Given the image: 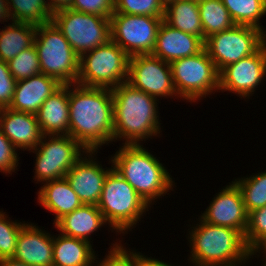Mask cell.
Masks as SVG:
<instances>
[{"mask_svg": "<svg viewBox=\"0 0 266 266\" xmlns=\"http://www.w3.org/2000/svg\"><path fill=\"white\" fill-rule=\"evenodd\" d=\"M69 135L86 151H98L113 142L112 90L69 85Z\"/></svg>", "mask_w": 266, "mask_h": 266, "instance_id": "cell-1", "label": "cell"}, {"mask_svg": "<svg viewBox=\"0 0 266 266\" xmlns=\"http://www.w3.org/2000/svg\"><path fill=\"white\" fill-rule=\"evenodd\" d=\"M113 96V142L122 145H139L160 137L159 99L123 82L111 89ZM144 141V142H143Z\"/></svg>", "mask_w": 266, "mask_h": 266, "instance_id": "cell-2", "label": "cell"}, {"mask_svg": "<svg viewBox=\"0 0 266 266\" xmlns=\"http://www.w3.org/2000/svg\"><path fill=\"white\" fill-rule=\"evenodd\" d=\"M194 222L188 224L191 227L186 234L191 250L188 266H246L251 262L250 250L240 231L206 223L199 217Z\"/></svg>", "mask_w": 266, "mask_h": 266, "instance_id": "cell-3", "label": "cell"}, {"mask_svg": "<svg viewBox=\"0 0 266 266\" xmlns=\"http://www.w3.org/2000/svg\"><path fill=\"white\" fill-rule=\"evenodd\" d=\"M111 155L113 169L122 176L151 207L177 187L164 163L143 144L120 145Z\"/></svg>", "mask_w": 266, "mask_h": 266, "instance_id": "cell-4", "label": "cell"}, {"mask_svg": "<svg viewBox=\"0 0 266 266\" xmlns=\"http://www.w3.org/2000/svg\"><path fill=\"white\" fill-rule=\"evenodd\" d=\"M97 206L114 233L121 237L132 232L151 210L135 189L114 169L105 178Z\"/></svg>", "mask_w": 266, "mask_h": 266, "instance_id": "cell-5", "label": "cell"}, {"mask_svg": "<svg viewBox=\"0 0 266 266\" xmlns=\"http://www.w3.org/2000/svg\"><path fill=\"white\" fill-rule=\"evenodd\" d=\"M34 46L41 73L57 79L63 85L77 83L80 56L52 21L37 25Z\"/></svg>", "mask_w": 266, "mask_h": 266, "instance_id": "cell-6", "label": "cell"}, {"mask_svg": "<svg viewBox=\"0 0 266 266\" xmlns=\"http://www.w3.org/2000/svg\"><path fill=\"white\" fill-rule=\"evenodd\" d=\"M130 56L114 41L83 53L77 84L113 89L128 81Z\"/></svg>", "mask_w": 266, "mask_h": 266, "instance_id": "cell-7", "label": "cell"}, {"mask_svg": "<svg viewBox=\"0 0 266 266\" xmlns=\"http://www.w3.org/2000/svg\"><path fill=\"white\" fill-rule=\"evenodd\" d=\"M170 65L180 101L194 104L219 92V72L205 48L194 56L176 59Z\"/></svg>", "mask_w": 266, "mask_h": 266, "instance_id": "cell-8", "label": "cell"}, {"mask_svg": "<svg viewBox=\"0 0 266 266\" xmlns=\"http://www.w3.org/2000/svg\"><path fill=\"white\" fill-rule=\"evenodd\" d=\"M34 181L45 182L65 178L67 172L87 152L70 135H43L35 149Z\"/></svg>", "mask_w": 266, "mask_h": 266, "instance_id": "cell-9", "label": "cell"}, {"mask_svg": "<svg viewBox=\"0 0 266 266\" xmlns=\"http://www.w3.org/2000/svg\"><path fill=\"white\" fill-rule=\"evenodd\" d=\"M51 21L78 56L111 40L110 18L65 9L54 13Z\"/></svg>", "mask_w": 266, "mask_h": 266, "instance_id": "cell-10", "label": "cell"}, {"mask_svg": "<svg viewBox=\"0 0 266 266\" xmlns=\"http://www.w3.org/2000/svg\"><path fill=\"white\" fill-rule=\"evenodd\" d=\"M266 43V33L257 27L235 24L211 35L205 49L218 72L229 64L256 53Z\"/></svg>", "mask_w": 266, "mask_h": 266, "instance_id": "cell-11", "label": "cell"}, {"mask_svg": "<svg viewBox=\"0 0 266 266\" xmlns=\"http://www.w3.org/2000/svg\"><path fill=\"white\" fill-rule=\"evenodd\" d=\"M163 18L114 12L110 17L111 40L130 57L151 54Z\"/></svg>", "mask_w": 266, "mask_h": 266, "instance_id": "cell-12", "label": "cell"}, {"mask_svg": "<svg viewBox=\"0 0 266 266\" xmlns=\"http://www.w3.org/2000/svg\"><path fill=\"white\" fill-rule=\"evenodd\" d=\"M127 82L159 100L180 98L174 87L170 63L152 54L130 57Z\"/></svg>", "mask_w": 266, "mask_h": 266, "instance_id": "cell-13", "label": "cell"}, {"mask_svg": "<svg viewBox=\"0 0 266 266\" xmlns=\"http://www.w3.org/2000/svg\"><path fill=\"white\" fill-rule=\"evenodd\" d=\"M266 81V43L254 54L229 64L219 72V93H233L244 101ZM248 99V100H246Z\"/></svg>", "mask_w": 266, "mask_h": 266, "instance_id": "cell-14", "label": "cell"}, {"mask_svg": "<svg viewBox=\"0 0 266 266\" xmlns=\"http://www.w3.org/2000/svg\"><path fill=\"white\" fill-rule=\"evenodd\" d=\"M99 151H87L67 172L65 178L71 188L85 205H97L102 194L104 181L108 173L113 169L111 157L110 168H103L97 160ZM97 154V155H96Z\"/></svg>", "mask_w": 266, "mask_h": 266, "instance_id": "cell-15", "label": "cell"}, {"mask_svg": "<svg viewBox=\"0 0 266 266\" xmlns=\"http://www.w3.org/2000/svg\"><path fill=\"white\" fill-rule=\"evenodd\" d=\"M231 182V183H230ZM213 195L212 201L199 218L209 224L229 227L245 235L248 213L238 186L230 181Z\"/></svg>", "mask_w": 266, "mask_h": 266, "instance_id": "cell-16", "label": "cell"}, {"mask_svg": "<svg viewBox=\"0 0 266 266\" xmlns=\"http://www.w3.org/2000/svg\"><path fill=\"white\" fill-rule=\"evenodd\" d=\"M53 238V233L27 221L19 232L12 258L30 266H53Z\"/></svg>", "mask_w": 266, "mask_h": 266, "instance_id": "cell-17", "label": "cell"}, {"mask_svg": "<svg viewBox=\"0 0 266 266\" xmlns=\"http://www.w3.org/2000/svg\"><path fill=\"white\" fill-rule=\"evenodd\" d=\"M0 129L18 151L35 149L42 139L36 114L0 109Z\"/></svg>", "mask_w": 266, "mask_h": 266, "instance_id": "cell-18", "label": "cell"}, {"mask_svg": "<svg viewBox=\"0 0 266 266\" xmlns=\"http://www.w3.org/2000/svg\"><path fill=\"white\" fill-rule=\"evenodd\" d=\"M205 48V43L195 35L182 32L164 20L161 23L156 38L153 56L171 63L180 58L198 54Z\"/></svg>", "mask_w": 266, "mask_h": 266, "instance_id": "cell-19", "label": "cell"}, {"mask_svg": "<svg viewBox=\"0 0 266 266\" xmlns=\"http://www.w3.org/2000/svg\"><path fill=\"white\" fill-rule=\"evenodd\" d=\"M63 84L44 73L16 82L14 97L9 108L36 114L42 103Z\"/></svg>", "mask_w": 266, "mask_h": 266, "instance_id": "cell-20", "label": "cell"}, {"mask_svg": "<svg viewBox=\"0 0 266 266\" xmlns=\"http://www.w3.org/2000/svg\"><path fill=\"white\" fill-rule=\"evenodd\" d=\"M111 232L114 230L105 220L97 205H85L76 208L73 212L65 214L55 224L57 232L77 239H82L93 244L91 235L95 234L102 227H107ZM92 240V241H91Z\"/></svg>", "mask_w": 266, "mask_h": 266, "instance_id": "cell-21", "label": "cell"}, {"mask_svg": "<svg viewBox=\"0 0 266 266\" xmlns=\"http://www.w3.org/2000/svg\"><path fill=\"white\" fill-rule=\"evenodd\" d=\"M69 85L49 96L36 113L43 135H69Z\"/></svg>", "mask_w": 266, "mask_h": 266, "instance_id": "cell-22", "label": "cell"}, {"mask_svg": "<svg viewBox=\"0 0 266 266\" xmlns=\"http://www.w3.org/2000/svg\"><path fill=\"white\" fill-rule=\"evenodd\" d=\"M37 191V203L55 214L53 225L83 205L66 178L45 182Z\"/></svg>", "mask_w": 266, "mask_h": 266, "instance_id": "cell-23", "label": "cell"}, {"mask_svg": "<svg viewBox=\"0 0 266 266\" xmlns=\"http://www.w3.org/2000/svg\"><path fill=\"white\" fill-rule=\"evenodd\" d=\"M88 241L63 234L53 238V265L96 266L98 255Z\"/></svg>", "mask_w": 266, "mask_h": 266, "instance_id": "cell-24", "label": "cell"}, {"mask_svg": "<svg viewBox=\"0 0 266 266\" xmlns=\"http://www.w3.org/2000/svg\"><path fill=\"white\" fill-rule=\"evenodd\" d=\"M37 25L25 22H8L0 28V60L9 62L20 52L34 46Z\"/></svg>", "mask_w": 266, "mask_h": 266, "instance_id": "cell-25", "label": "cell"}, {"mask_svg": "<svg viewBox=\"0 0 266 266\" xmlns=\"http://www.w3.org/2000/svg\"><path fill=\"white\" fill-rule=\"evenodd\" d=\"M163 20L170 26L182 32L195 35L204 43L203 27L196 1L177 0L165 7Z\"/></svg>", "mask_w": 266, "mask_h": 266, "instance_id": "cell-26", "label": "cell"}, {"mask_svg": "<svg viewBox=\"0 0 266 266\" xmlns=\"http://www.w3.org/2000/svg\"><path fill=\"white\" fill-rule=\"evenodd\" d=\"M198 6L205 39L235 25L221 0H201Z\"/></svg>", "mask_w": 266, "mask_h": 266, "instance_id": "cell-27", "label": "cell"}, {"mask_svg": "<svg viewBox=\"0 0 266 266\" xmlns=\"http://www.w3.org/2000/svg\"><path fill=\"white\" fill-rule=\"evenodd\" d=\"M235 24L257 27L266 33L261 19L266 16V0H221Z\"/></svg>", "mask_w": 266, "mask_h": 266, "instance_id": "cell-28", "label": "cell"}, {"mask_svg": "<svg viewBox=\"0 0 266 266\" xmlns=\"http://www.w3.org/2000/svg\"><path fill=\"white\" fill-rule=\"evenodd\" d=\"M12 21L41 25L51 22L47 0H7Z\"/></svg>", "mask_w": 266, "mask_h": 266, "instance_id": "cell-29", "label": "cell"}, {"mask_svg": "<svg viewBox=\"0 0 266 266\" xmlns=\"http://www.w3.org/2000/svg\"><path fill=\"white\" fill-rule=\"evenodd\" d=\"M257 172L233 180L241 191L248 214L266 206V170Z\"/></svg>", "mask_w": 266, "mask_h": 266, "instance_id": "cell-30", "label": "cell"}, {"mask_svg": "<svg viewBox=\"0 0 266 266\" xmlns=\"http://www.w3.org/2000/svg\"><path fill=\"white\" fill-rule=\"evenodd\" d=\"M26 221L10 219L9 215L0 209V260L12 258L16 252L17 237Z\"/></svg>", "mask_w": 266, "mask_h": 266, "instance_id": "cell-31", "label": "cell"}, {"mask_svg": "<svg viewBox=\"0 0 266 266\" xmlns=\"http://www.w3.org/2000/svg\"><path fill=\"white\" fill-rule=\"evenodd\" d=\"M10 73L16 81L30 78L41 73L35 46L28 47L8 62Z\"/></svg>", "mask_w": 266, "mask_h": 266, "instance_id": "cell-32", "label": "cell"}, {"mask_svg": "<svg viewBox=\"0 0 266 266\" xmlns=\"http://www.w3.org/2000/svg\"><path fill=\"white\" fill-rule=\"evenodd\" d=\"M114 12L164 17L165 7L161 0H114Z\"/></svg>", "mask_w": 266, "mask_h": 266, "instance_id": "cell-33", "label": "cell"}, {"mask_svg": "<svg viewBox=\"0 0 266 266\" xmlns=\"http://www.w3.org/2000/svg\"><path fill=\"white\" fill-rule=\"evenodd\" d=\"M122 241L123 237L116 238L104 258H97L96 266H136V249H129Z\"/></svg>", "mask_w": 266, "mask_h": 266, "instance_id": "cell-34", "label": "cell"}, {"mask_svg": "<svg viewBox=\"0 0 266 266\" xmlns=\"http://www.w3.org/2000/svg\"><path fill=\"white\" fill-rule=\"evenodd\" d=\"M244 237L250 251L266 238V206L249 213L248 227Z\"/></svg>", "mask_w": 266, "mask_h": 266, "instance_id": "cell-35", "label": "cell"}, {"mask_svg": "<svg viewBox=\"0 0 266 266\" xmlns=\"http://www.w3.org/2000/svg\"><path fill=\"white\" fill-rule=\"evenodd\" d=\"M18 149L11 141L2 133L0 129V172L6 176L12 175L15 171H19ZM10 174V175H9Z\"/></svg>", "mask_w": 266, "mask_h": 266, "instance_id": "cell-36", "label": "cell"}, {"mask_svg": "<svg viewBox=\"0 0 266 266\" xmlns=\"http://www.w3.org/2000/svg\"><path fill=\"white\" fill-rule=\"evenodd\" d=\"M70 9L110 18L114 13V0H73Z\"/></svg>", "mask_w": 266, "mask_h": 266, "instance_id": "cell-37", "label": "cell"}, {"mask_svg": "<svg viewBox=\"0 0 266 266\" xmlns=\"http://www.w3.org/2000/svg\"><path fill=\"white\" fill-rule=\"evenodd\" d=\"M16 82L10 73L8 62L0 60V109L9 108L11 105Z\"/></svg>", "mask_w": 266, "mask_h": 266, "instance_id": "cell-38", "label": "cell"}, {"mask_svg": "<svg viewBox=\"0 0 266 266\" xmlns=\"http://www.w3.org/2000/svg\"><path fill=\"white\" fill-rule=\"evenodd\" d=\"M178 264H176L177 266ZM136 266H175L172 263L164 262L163 260H159L158 258H152L150 255H144L141 252H137L136 250ZM181 266V265H178Z\"/></svg>", "mask_w": 266, "mask_h": 266, "instance_id": "cell-39", "label": "cell"}, {"mask_svg": "<svg viewBox=\"0 0 266 266\" xmlns=\"http://www.w3.org/2000/svg\"><path fill=\"white\" fill-rule=\"evenodd\" d=\"M251 262L252 259H254L255 257L257 259H259V257H263L261 259V265L262 266H266V238H264L263 240H261L251 251ZM260 254V255H259ZM263 254V256H261ZM264 261V262H263Z\"/></svg>", "mask_w": 266, "mask_h": 266, "instance_id": "cell-40", "label": "cell"}, {"mask_svg": "<svg viewBox=\"0 0 266 266\" xmlns=\"http://www.w3.org/2000/svg\"><path fill=\"white\" fill-rule=\"evenodd\" d=\"M73 0H47L48 7L52 14L65 10L70 9Z\"/></svg>", "mask_w": 266, "mask_h": 266, "instance_id": "cell-41", "label": "cell"}, {"mask_svg": "<svg viewBox=\"0 0 266 266\" xmlns=\"http://www.w3.org/2000/svg\"><path fill=\"white\" fill-rule=\"evenodd\" d=\"M8 21L12 22V18H11L9 9H8V1L0 0V23L5 25L4 22H8Z\"/></svg>", "mask_w": 266, "mask_h": 266, "instance_id": "cell-42", "label": "cell"}, {"mask_svg": "<svg viewBox=\"0 0 266 266\" xmlns=\"http://www.w3.org/2000/svg\"><path fill=\"white\" fill-rule=\"evenodd\" d=\"M0 266H30V265L21 261H17L14 258H6L0 260Z\"/></svg>", "mask_w": 266, "mask_h": 266, "instance_id": "cell-43", "label": "cell"}, {"mask_svg": "<svg viewBox=\"0 0 266 266\" xmlns=\"http://www.w3.org/2000/svg\"><path fill=\"white\" fill-rule=\"evenodd\" d=\"M177 0H161V3L166 7L168 4L175 2Z\"/></svg>", "mask_w": 266, "mask_h": 266, "instance_id": "cell-44", "label": "cell"}, {"mask_svg": "<svg viewBox=\"0 0 266 266\" xmlns=\"http://www.w3.org/2000/svg\"><path fill=\"white\" fill-rule=\"evenodd\" d=\"M188 1H196V2H200L201 0H188Z\"/></svg>", "mask_w": 266, "mask_h": 266, "instance_id": "cell-45", "label": "cell"}]
</instances>
